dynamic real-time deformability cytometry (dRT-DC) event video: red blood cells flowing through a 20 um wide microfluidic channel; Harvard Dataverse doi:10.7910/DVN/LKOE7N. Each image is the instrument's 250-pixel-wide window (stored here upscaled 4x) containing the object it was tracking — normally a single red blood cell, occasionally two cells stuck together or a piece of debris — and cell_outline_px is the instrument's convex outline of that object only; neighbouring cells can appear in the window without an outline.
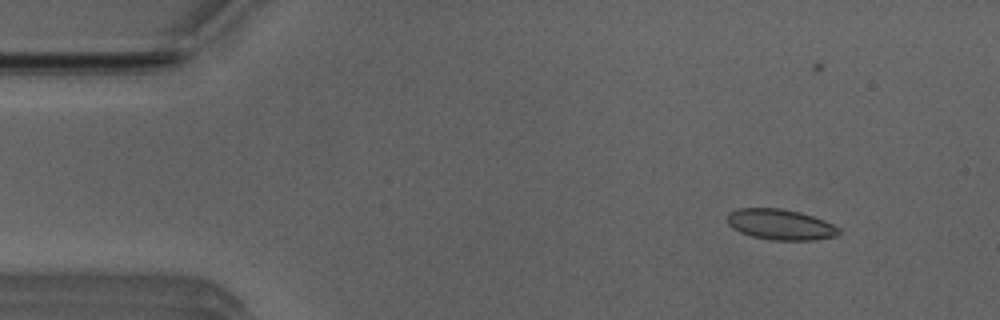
{"species": "Egyptian fruit bat (a non-hibernating species)", "species_latin": "Rousettus aegyptiacus", "temperature_condition": "room temperature", "stored_images_in_passage": 13, "camera_frame_rate_fps": 3000, "um_per_image_px": 0.085, "animal": {"sex": "male"}, "frame": {"image": 1, "passage_image": 6, "time_ms": 1.667, "image_size_px": [1000, 320], "cell_outline_px": [[840, 236], [816, 240], [772, 240], [752, 236], [740, 232], [732, 228], [728, 224], [728, 212], [740, 208], [780, 208], [800, 212], [824, 220], [840, 228]], "centroid_in_image_um": [66.37, 19.09], "position_along_channel_um": 18.6, "area_um2": 20.06}}